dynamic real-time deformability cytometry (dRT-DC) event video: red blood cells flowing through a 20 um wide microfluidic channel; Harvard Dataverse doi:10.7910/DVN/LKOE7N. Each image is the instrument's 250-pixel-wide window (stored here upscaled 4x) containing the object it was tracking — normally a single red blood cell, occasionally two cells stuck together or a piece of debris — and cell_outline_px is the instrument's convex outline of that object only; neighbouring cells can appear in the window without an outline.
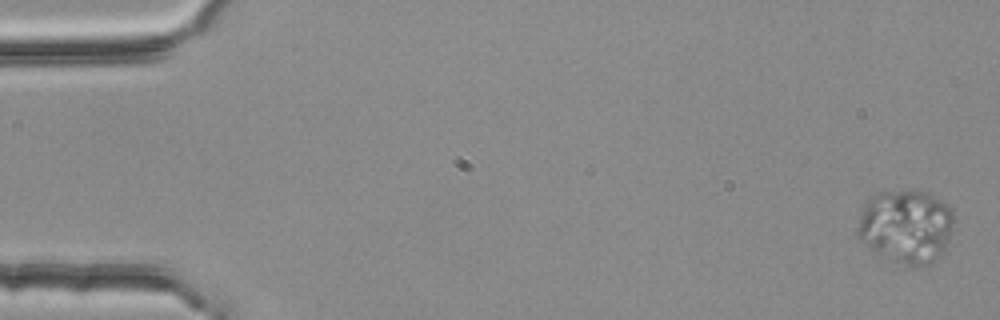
{"species": "common noctule bat (a hibernating species)", "species_latin": "Nyctalus noctula", "temperature_condition": "room temperature", "stored_images_in_passage": 4, "camera_frame_rate_fps": 3000, "um_per_image_px": 0.085, "animal": {"sex": "female", "body_mass_g": 25.1}, "frame": {"image": 1, "passage_image": 1, "time_ms": 0.0, "image_size_px": [1000, 320], "cell_outline_px": [[952, 224], [944, 248], [936, 260], [932, 264], [908, 264], [876, 256], [856, 236], [856, 232], [860, 216], [864, 204], [868, 196], [876, 192], [928, 192], [948, 204], [952, 208]], "centroid_in_image_um": [76.95, 19.24], "position_along_channel_um": 8.1, "area_um2": 41.1}}
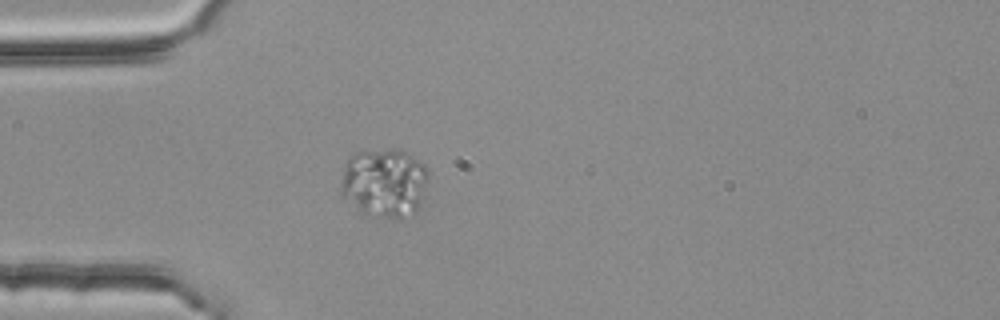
{"frame": {"image": 2, "passage_image": 4, "time_ms": 1.0, "image_size_px": [1000, 320], "cell_outline_px": [[428, 180], [420, 204], [416, 212], [400, 220], [372, 216], [360, 212], [340, 192], [340, 184], [344, 168], [352, 152], [388, 148], [392, 148], [404, 152], [424, 164], [428, 168]], "centroid_in_image_um": [32.67, 15.55], "position_along_channel_um": 52.3, "area_um2": 35.66}}